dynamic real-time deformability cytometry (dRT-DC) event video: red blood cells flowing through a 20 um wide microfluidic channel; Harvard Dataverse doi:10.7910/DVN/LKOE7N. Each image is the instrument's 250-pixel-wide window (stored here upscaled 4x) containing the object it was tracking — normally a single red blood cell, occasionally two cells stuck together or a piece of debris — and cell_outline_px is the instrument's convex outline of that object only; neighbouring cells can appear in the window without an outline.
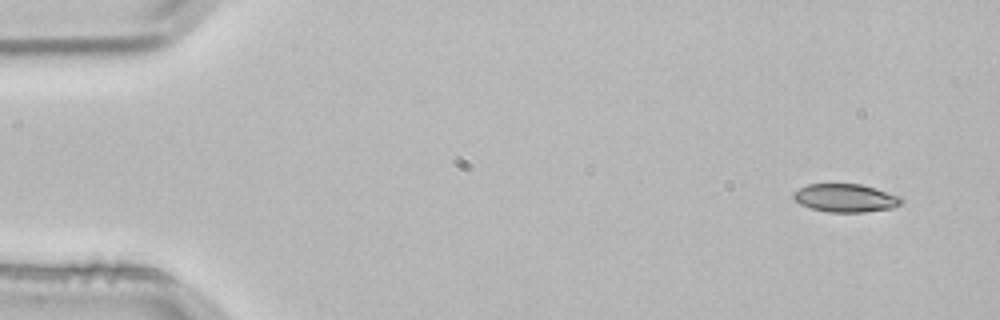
{"species": "common noctule bat (a hibernating species)", "species_latin": "Nyctalus noctula", "temperature_condition": "room temperature", "stored_images_in_passage": 3, "camera_frame_rate_fps": 3000, "um_per_image_px": 0.085, "animal": {"sex": "male", "body_mass_g": 21.5, "forearm_length_mm": 52.0}, "frame": {"image": 1, "passage_image": 1, "time_ms": 0.0, "image_size_px": [1000, 320], "cell_outline_px": [[904, 200], [900, 204], [892, 208], [864, 212], [828, 212], [812, 208], [800, 204], [792, 196], [792, 192], [808, 184], [860, 184], [900, 196]], "centroid_in_image_um": [71.86, 16.83], "position_along_channel_um": 13.1, "area_um2": 17.57}}
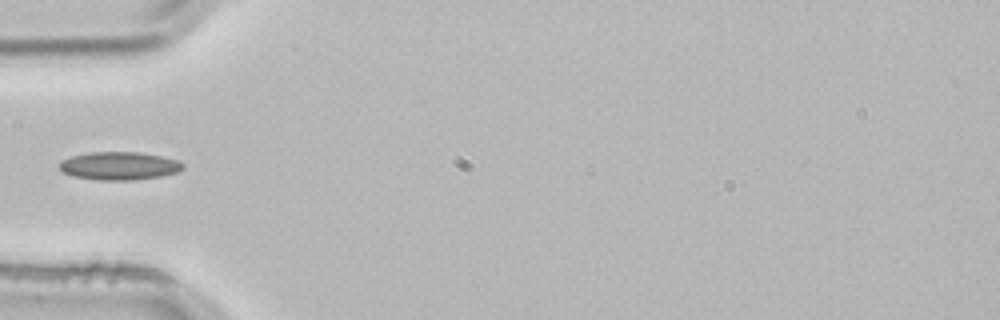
{"frame": {"image": 2, "passage_image": 3, "time_ms": 0.667, "image_size_px": [1000, 320], "cell_outline_px": [[184, 168], [180, 172], [160, 176], [136, 180], [96, 180], [72, 176], [64, 172], [56, 164], [60, 160], [72, 156], [88, 152], [140, 152], [180, 160], [184, 164]], "centroid_in_image_um": [10.14, 14.1], "position_along_channel_um": 74.9, "area_um2": 20.52}}